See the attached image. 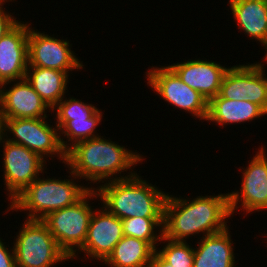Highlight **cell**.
<instances>
[{"instance_id":"obj_16","label":"cell","mask_w":267,"mask_h":267,"mask_svg":"<svg viewBox=\"0 0 267 267\" xmlns=\"http://www.w3.org/2000/svg\"><path fill=\"white\" fill-rule=\"evenodd\" d=\"M229 226L218 233L206 235L194 248L193 267H237Z\"/></svg>"},{"instance_id":"obj_22","label":"cell","mask_w":267,"mask_h":267,"mask_svg":"<svg viewBox=\"0 0 267 267\" xmlns=\"http://www.w3.org/2000/svg\"><path fill=\"white\" fill-rule=\"evenodd\" d=\"M121 221L124 236L146 241L155 249L159 246L158 242L161 241L163 236V218L133 217Z\"/></svg>"},{"instance_id":"obj_24","label":"cell","mask_w":267,"mask_h":267,"mask_svg":"<svg viewBox=\"0 0 267 267\" xmlns=\"http://www.w3.org/2000/svg\"><path fill=\"white\" fill-rule=\"evenodd\" d=\"M161 243L164 244L163 248H156V252L166 262L170 263L173 267H193L194 249L191 244L189 245L187 241L170 240L164 236H162L159 245Z\"/></svg>"},{"instance_id":"obj_13","label":"cell","mask_w":267,"mask_h":267,"mask_svg":"<svg viewBox=\"0 0 267 267\" xmlns=\"http://www.w3.org/2000/svg\"><path fill=\"white\" fill-rule=\"evenodd\" d=\"M18 21L0 39V85L26 77L29 23Z\"/></svg>"},{"instance_id":"obj_26","label":"cell","mask_w":267,"mask_h":267,"mask_svg":"<svg viewBox=\"0 0 267 267\" xmlns=\"http://www.w3.org/2000/svg\"><path fill=\"white\" fill-rule=\"evenodd\" d=\"M265 68L259 62L249 63V95L243 97V100L257 104L267 113V75L265 74Z\"/></svg>"},{"instance_id":"obj_11","label":"cell","mask_w":267,"mask_h":267,"mask_svg":"<svg viewBox=\"0 0 267 267\" xmlns=\"http://www.w3.org/2000/svg\"><path fill=\"white\" fill-rule=\"evenodd\" d=\"M31 28L29 23L28 66L56 69L69 75L70 71L84 69L83 61L76 57L68 40Z\"/></svg>"},{"instance_id":"obj_15","label":"cell","mask_w":267,"mask_h":267,"mask_svg":"<svg viewBox=\"0 0 267 267\" xmlns=\"http://www.w3.org/2000/svg\"><path fill=\"white\" fill-rule=\"evenodd\" d=\"M168 66L189 87L197 90L207 101L217 96L224 75L230 67L222 66L213 60L188 59Z\"/></svg>"},{"instance_id":"obj_25","label":"cell","mask_w":267,"mask_h":267,"mask_svg":"<svg viewBox=\"0 0 267 267\" xmlns=\"http://www.w3.org/2000/svg\"><path fill=\"white\" fill-rule=\"evenodd\" d=\"M64 98L52 109L53 114L55 113L54 121L56 120L54 124L59 129L71 118L91 117L98 110L96 106L74 97Z\"/></svg>"},{"instance_id":"obj_19","label":"cell","mask_w":267,"mask_h":267,"mask_svg":"<svg viewBox=\"0 0 267 267\" xmlns=\"http://www.w3.org/2000/svg\"><path fill=\"white\" fill-rule=\"evenodd\" d=\"M68 77L56 69L28 66L25 78L52 110L66 96Z\"/></svg>"},{"instance_id":"obj_17","label":"cell","mask_w":267,"mask_h":267,"mask_svg":"<svg viewBox=\"0 0 267 267\" xmlns=\"http://www.w3.org/2000/svg\"><path fill=\"white\" fill-rule=\"evenodd\" d=\"M238 29L263 47L267 43V0H229Z\"/></svg>"},{"instance_id":"obj_3","label":"cell","mask_w":267,"mask_h":267,"mask_svg":"<svg viewBox=\"0 0 267 267\" xmlns=\"http://www.w3.org/2000/svg\"><path fill=\"white\" fill-rule=\"evenodd\" d=\"M101 205L119 219L133 217L163 218L168 192L143 180L137 173L95 188Z\"/></svg>"},{"instance_id":"obj_21","label":"cell","mask_w":267,"mask_h":267,"mask_svg":"<svg viewBox=\"0 0 267 267\" xmlns=\"http://www.w3.org/2000/svg\"><path fill=\"white\" fill-rule=\"evenodd\" d=\"M100 110L98 109L91 117L71 118L59 129L61 145L66 152L80 141L101 136L96 134L98 131L96 128L104 117Z\"/></svg>"},{"instance_id":"obj_18","label":"cell","mask_w":267,"mask_h":267,"mask_svg":"<svg viewBox=\"0 0 267 267\" xmlns=\"http://www.w3.org/2000/svg\"><path fill=\"white\" fill-rule=\"evenodd\" d=\"M267 113L257 104L244 100H230L219 94L208 101V113L205 121L226 127L233 123H246L260 119Z\"/></svg>"},{"instance_id":"obj_10","label":"cell","mask_w":267,"mask_h":267,"mask_svg":"<svg viewBox=\"0 0 267 267\" xmlns=\"http://www.w3.org/2000/svg\"><path fill=\"white\" fill-rule=\"evenodd\" d=\"M244 171H243V170ZM242 172L241 189L229 193L230 212L233 217L241 206L246 214L267 210V153L263 146L248 161ZM240 191V192H239Z\"/></svg>"},{"instance_id":"obj_27","label":"cell","mask_w":267,"mask_h":267,"mask_svg":"<svg viewBox=\"0 0 267 267\" xmlns=\"http://www.w3.org/2000/svg\"><path fill=\"white\" fill-rule=\"evenodd\" d=\"M13 2L15 0H3L0 2V39L5 35V33L10 30L17 22V18L6 11L3 7L6 2Z\"/></svg>"},{"instance_id":"obj_6","label":"cell","mask_w":267,"mask_h":267,"mask_svg":"<svg viewBox=\"0 0 267 267\" xmlns=\"http://www.w3.org/2000/svg\"><path fill=\"white\" fill-rule=\"evenodd\" d=\"M22 224L13 242L16 267H53L70 260L41 220Z\"/></svg>"},{"instance_id":"obj_12","label":"cell","mask_w":267,"mask_h":267,"mask_svg":"<svg viewBox=\"0 0 267 267\" xmlns=\"http://www.w3.org/2000/svg\"><path fill=\"white\" fill-rule=\"evenodd\" d=\"M99 209L96 208L91 216L83 247L70 260L79 259L77 255L84 252V257L88 256V260L104 262L124 236L121 219L109 213L103 206Z\"/></svg>"},{"instance_id":"obj_4","label":"cell","mask_w":267,"mask_h":267,"mask_svg":"<svg viewBox=\"0 0 267 267\" xmlns=\"http://www.w3.org/2000/svg\"><path fill=\"white\" fill-rule=\"evenodd\" d=\"M67 170L70 171L68 176L70 179L49 178L48 176L44 178L43 172V178L38 177L27 186L8 204L10 206L5 212L26 211V219L41 220L52 211L73 205L89 189H95L92 186L79 185L80 178L70 169Z\"/></svg>"},{"instance_id":"obj_7","label":"cell","mask_w":267,"mask_h":267,"mask_svg":"<svg viewBox=\"0 0 267 267\" xmlns=\"http://www.w3.org/2000/svg\"><path fill=\"white\" fill-rule=\"evenodd\" d=\"M47 118H5V139L28 148L44 160L56 156L65 164L66 151L61 145L59 128L49 124Z\"/></svg>"},{"instance_id":"obj_20","label":"cell","mask_w":267,"mask_h":267,"mask_svg":"<svg viewBox=\"0 0 267 267\" xmlns=\"http://www.w3.org/2000/svg\"><path fill=\"white\" fill-rule=\"evenodd\" d=\"M155 251L146 241L123 236L103 264L110 267H149Z\"/></svg>"},{"instance_id":"obj_9","label":"cell","mask_w":267,"mask_h":267,"mask_svg":"<svg viewBox=\"0 0 267 267\" xmlns=\"http://www.w3.org/2000/svg\"><path fill=\"white\" fill-rule=\"evenodd\" d=\"M3 182L7 190L8 201H12L27 186L34 182L47 168V160L28 148L4 139ZM46 166V167H45ZM41 173V174H40Z\"/></svg>"},{"instance_id":"obj_14","label":"cell","mask_w":267,"mask_h":267,"mask_svg":"<svg viewBox=\"0 0 267 267\" xmlns=\"http://www.w3.org/2000/svg\"><path fill=\"white\" fill-rule=\"evenodd\" d=\"M10 84L13 86L7 89ZM48 110L52 112L26 78L0 85V113L4 118H46Z\"/></svg>"},{"instance_id":"obj_5","label":"cell","mask_w":267,"mask_h":267,"mask_svg":"<svg viewBox=\"0 0 267 267\" xmlns=\"http://www.w3.org/2000/svg\"><path fill=\"white\" fill-rule=\"evenodd\" d=\"M95 198L99 199L96 190L89 189L73 205L52 211L41 219L69 259L86 241L89 222L95 210L89 200Z\"/></svg>"},{"instance_id":"obj_30","label":"cell","mask_w":267,"mask_h":267,"mask_svg":"<svg viewBox=\"0 0 267 267\" xmlns=\"http://www.w3.org/2000/svg\"><path fill=\"white\" fill-rule=\"evenodd\" d=\"M5 139V118L0 113V145Z\"/></svg>"},{"instance_id":"obj_23","label":"cell","mask_w":267,"mask_h":267,"mask_svg":"<svg viewBox=\"0 0 267 267\" xmlns=\"http://www.w3.org/2000/svg\"><path fill=\"white\" fill-rule=\"evenodd\" d=\"M219 95L230 100H243L249 95V64L233 65L224 75Z\"/></svg>"},{"instance_id":"obj_8","label":"cell","mask_w":267,"mask_h":267,"mask_svg":"<svg viewBox=\"0 0 267 267\" xmlns=\"http://www.w3.org/2000/svg\"><path fill=\"white\" fill-rule=\"evenodd\" d=\"M149 70V71H148ZM145 73L147 85L171 106L206 120L208 101L197 90L185 84L169 66H151Z\"/></svg>"},{"instance_id":"obj_29","label":"cell","mask_w":267,"mask_h":267,"mask_svg":"<svg viewBox=\"0 0 267 267\" xmlns=\"http://www.w3.org/2000/svg\"><path fill=\"white\" fill-rule=\"evenodd\" d=\"M149 267H173L170 263L166 262L156 251L153 255Z\"/></svg>"},{"instance_id":"obj_31","label":"cell","mask_w":267,"mask_h":267,"mask_svg":"<svg viewBox=\"0 0 267 267\" xmlns=\"http://www.w3.org/2000/svg\"><path fill=\"white\" fill-rule=\"evenodd\" d=\"M263 49H265L266 53H265V57L263 58L264 60H262L259 64H261L262 66H264L265 62L267 64V43L263 46ZM263 62V63H262Z\"/></svg>"},{"instance_id":"obj_28","label":"cell","mask_w":267,"mask_h":267,"mask_svg":"<svg viewBox=\"0 0 267 267\" xmlns=\"http://www.w3.org/2000/svg\"><path fill=\"white\" fill-rule=\"evenodd\" d=\"M2 240L0 237V267H16L13 246L8 248Z\"/></svg>"},{"instance_id":"obj_2","label":"cell","mask_w":267,"mask_h":267,"mask_svg":"<svg viewBox=\"0 0 267 267\" xmlns=\"http://www.w3.org/2000/svg\"><path fill=\"white\" fill-rule=\"evenodd\" d=\"M136 151L99 136L80 141L71 147L66 152L64 166L78 178L102 185L134 176L136 172L132 167L140 162L142 164L145 160L144 156Z\"/></svg>"},{"instance_id":"obj_1","label":"cell","mask_w":267,"mask_h":267,"mask_svg":"<svg viewBox=\"0 0 267 267\" xmlns=\"http://www.w3.org/2000/svg\"><path fill=\"white\" fill-rule=\"evenodd\" d=\"M167 194L164 203L163 236L174 241H187L225 230L232 216L229 192L197 196L190 200ZM227 220V221H226Z\"/></svg>"}]
</instances>
